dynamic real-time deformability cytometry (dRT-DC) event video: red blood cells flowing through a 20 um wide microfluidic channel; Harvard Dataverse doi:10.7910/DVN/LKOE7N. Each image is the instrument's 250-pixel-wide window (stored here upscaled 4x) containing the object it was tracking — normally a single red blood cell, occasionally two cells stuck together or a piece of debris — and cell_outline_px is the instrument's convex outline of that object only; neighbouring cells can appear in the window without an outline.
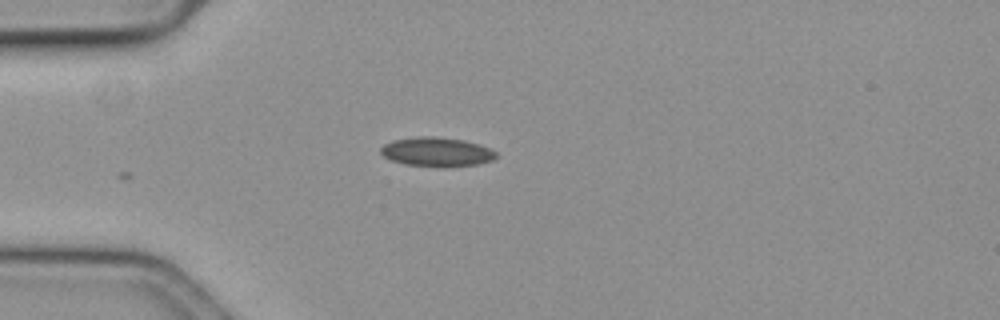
{"species": "common noctule bat (a hibernating species)", "species_latin": "Nyctalus noctula", "temperature_condition": "cold", "stored_images_in_passage": 11, "camera_frame_rate_fps": 3000, "um_per_image_px": 0.085, "animal": {"sex": "female", "body_mass_g": 19.3, "forearm_length_mm": 54.1}, "frame": {"image": 1, "passage_image": 1, "time_ms": 0.0, "image_size_px": [1000, 320], "cell_outline_px": [[496, 156], [492, 160], [476, 164], [440, 168], [404, 164], [392, 160], [384, 156], [380, 152], [380, 148], [384, 144], [392, 140], [416, 136], [436, 136], [464, 140], [480, 144], [492, 148], [496, 152]], "centroid_in_image_um": [37.12, 12.91], "position_along_channel_um": 47.9, "area_um2": 19.94}}
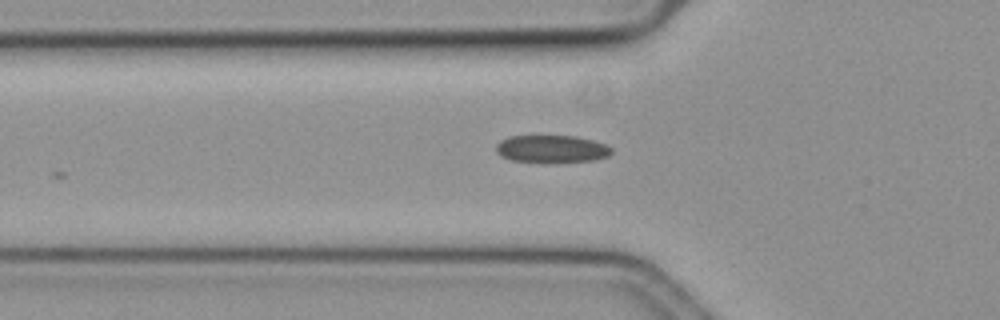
{"frame": {"image": 2, "passage_image": 5, "time_ms": 1.333, "image_size_px": [1000, 320], "cell_outline_px": [[612, 152], [608, 156], [596, 160], [552, 164], [540, 164], [512, 160], [500, 156], [496, 152], [496, 144], [500, 140], [508, 136], [576, 136], [592, 140], [604, 144], [612, 148]], "centroid_in_image_um": [46.87, 12.69], "position_along_channel_um": 78.9, "area_um2": 19.19}}